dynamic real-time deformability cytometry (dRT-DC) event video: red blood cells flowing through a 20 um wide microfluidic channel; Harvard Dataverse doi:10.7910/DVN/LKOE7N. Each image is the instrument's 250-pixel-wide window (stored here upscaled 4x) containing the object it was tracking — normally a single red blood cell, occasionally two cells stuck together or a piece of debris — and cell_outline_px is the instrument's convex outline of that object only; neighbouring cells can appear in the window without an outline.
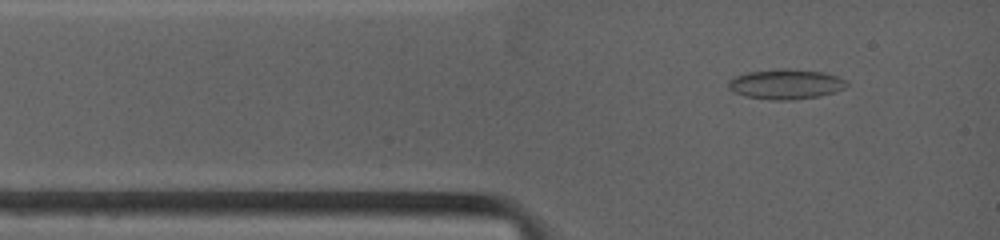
{"species": "common noctule bat (a hibernating species)", "species_latin": "Nyctalus noctula", "temperature_condition": "warm", "stored_images_in_passage": 37, "camera_frame_rate_fps": 4500, "um_per_image_px": 0.085, "animal": {"sex": "female", "body_mass_g": 19.0, "forearm_length_mm": 53.3}, "frame": {"image": 1, "passage_image": 4, "time_ms": 0.889, "image_size_px": [1000, 240], "cell_outline_px": [[848, 84], [844, 88], [836, 92], [820, 96], [792, 100], [772, 100], [744, 96], [732, 92], [728, 88], [728, 80], [732, 76], [748, 72], [780, 68], [788, 68], [824, 72], [836, 76], [844, 80]], "centroid_in_image_um": [66.74, 7.15], "position_along_channel_um": 18.3, "area_um2": 20.98}}
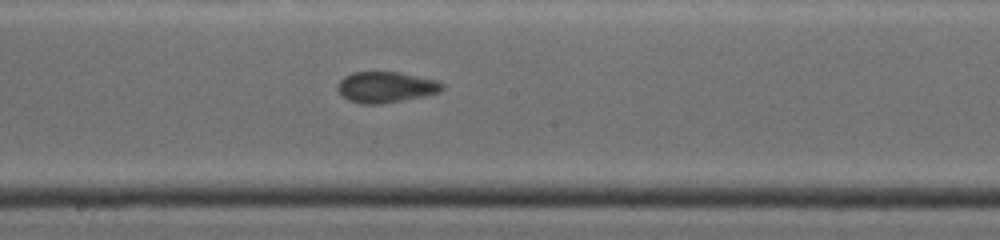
{"frame": {"image": 2, "passage_image": 22, "time_ms": 6.444, "image_size_px": [1000, 240], "cell_outline_px": [[444, 88], [440, 92], [424, 96], [380, 104], [360, 104], [348, 100], [336, 88], [336, 84], [344, 76], [352, 72], [400, 72], [436, 80], [444, 84]], "centroid_in_image_um": [32.78, 7.4], "position_along_channel_um": 215.4, "area_um2": 18.9}}
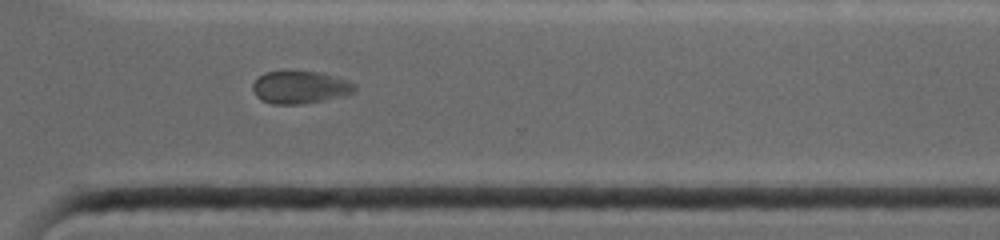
{"frame": {"image": 3, "passage_image": 36, "time_ms": 9.778, "image_size_px": [1000, 240], "cell_outline_px": [[356, 88], [352, 92], [344, 96], [304, 104], [272, 104], [256, 96], [252, 88], [252, 84], [264, 72], [284, 68], [296, 68], [320, 72], [348, 80], [356, 84]], "centroid_in_image_um": [25.49, 7.36], "position_along_channel_um": 345.1, "area_um2": 20.17}}